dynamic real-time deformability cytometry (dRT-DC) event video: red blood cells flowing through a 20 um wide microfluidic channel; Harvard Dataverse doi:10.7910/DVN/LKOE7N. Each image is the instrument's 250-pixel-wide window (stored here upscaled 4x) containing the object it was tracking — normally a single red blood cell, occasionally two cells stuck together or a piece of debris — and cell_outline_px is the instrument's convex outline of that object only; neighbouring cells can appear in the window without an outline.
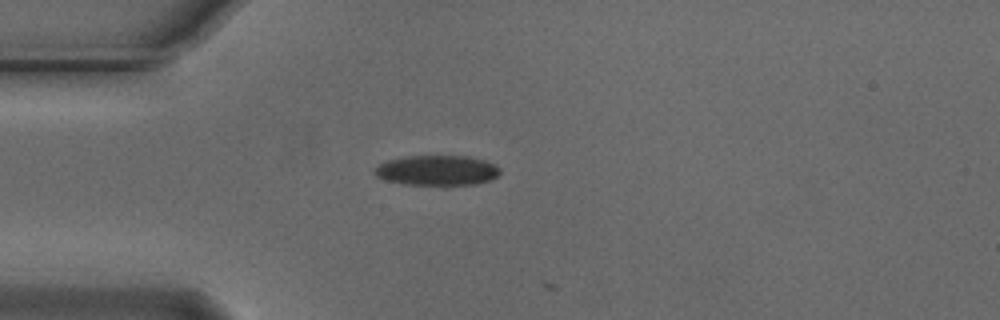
{"species": "Egyptian fruit bat (a non-hibernating species)", "species_latin": "Rousettus aegyptiacus", "temperature_condition": "cold", "stored_images_in_passage": 2, "camera_frame_rate_fps": 3000, "um_per_image_px": 0.085, "animal": {"sex": "male"}, "frame": {"image": 1, "passage_image": 1, "time_ms": 0.0, "image_size_px": [1000, 320], "cell_outline_px": [[500, 172], [492, 180], [476, 184], [444, 188], [404, 184], [384, 180], [376, 176], [372, 172], [380, 164], [388, 160], [408, 156], [468, 156], [484, 160], [496, 164], [500, 168]], "centroid_in_image_um": [37.18, 14.53], "position_along_channel_um": 47.8, "area_um2": 22.95}}